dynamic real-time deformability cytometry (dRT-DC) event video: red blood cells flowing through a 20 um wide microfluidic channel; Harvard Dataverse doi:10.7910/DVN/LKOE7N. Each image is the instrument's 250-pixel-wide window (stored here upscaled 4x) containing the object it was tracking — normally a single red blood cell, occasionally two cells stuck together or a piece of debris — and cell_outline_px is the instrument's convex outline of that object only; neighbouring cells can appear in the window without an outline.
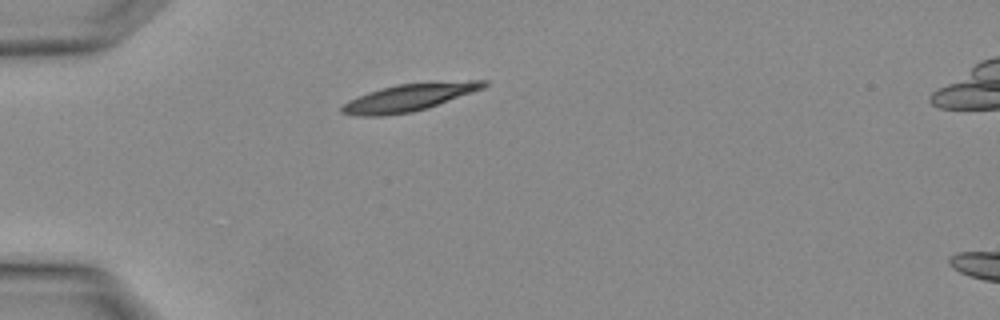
{"species": "Egyptian fruit bat (a non-hibernating species)", "species_latin": "Rousettus aegyptiacus", "temperature_condition": "warm", "stored_images_in_passage": 3, "camera_frame_rate_fps": 3000, "um_per_image_px": 0.085, "animal": {"sex": "female"}, "frame": {"image": 1, "passage_image": 2, "time_ms": 0.333, "image_size_px": [1000, 320], "cell_outline_px": [[488, 84], [484, 88], [428, 108], [412, 112], [384, 116], [356, 116], [340, 112], [340, 108], [348, 100], [368, 92], [380, 88], [396, 84], [468, 80], [488, 80]], "centroid_in_image_um": [34.76, 8.28], "position_along_channel_um": 50.2, "area_um2": 22.72}}